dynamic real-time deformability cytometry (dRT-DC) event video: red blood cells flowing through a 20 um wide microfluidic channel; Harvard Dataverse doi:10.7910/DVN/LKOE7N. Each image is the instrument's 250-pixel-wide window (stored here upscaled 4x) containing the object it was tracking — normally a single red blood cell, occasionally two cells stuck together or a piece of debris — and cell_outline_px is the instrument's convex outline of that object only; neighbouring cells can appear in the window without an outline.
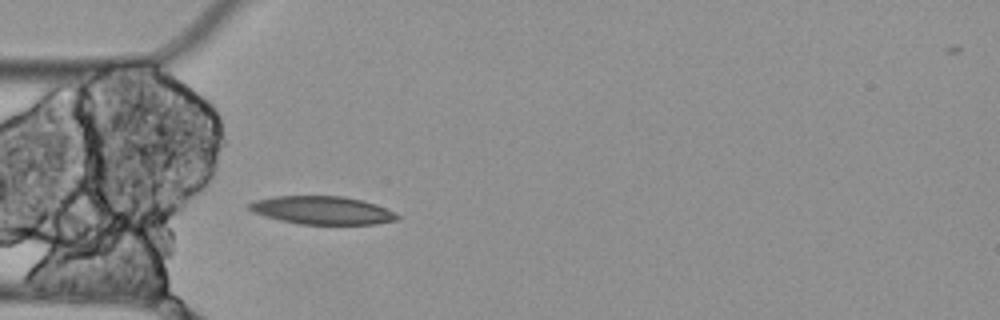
{"species": "Egyptian fruit bat (a non-hibernating species)", "species_latin": "Rousettus aegyptiacus", "temperature_condition": "cold", "stored_images_in_passage": 2, "camera_frame_rate_fps": 3000, "um_per_image_px": 0.085, "animal": {"sex": "female"}, "frame": {"image": 1, "passage_image": 2, "time_ms": 0.333, "image_size_px": [1000, 320], "cell_outline_px": [[400, 220], [376, 224], [300, 224], [280, 220], [264, 216], [252, 212], [248, 208], [248, 204], [256, 200], [272, 196], [344, 196], [376, 204], [396, 212], [400, 216]], "centroid_in_image_um": [27.42, 17.87], "position_along_channel_um": 57.6, "area_um2": 24.39}}